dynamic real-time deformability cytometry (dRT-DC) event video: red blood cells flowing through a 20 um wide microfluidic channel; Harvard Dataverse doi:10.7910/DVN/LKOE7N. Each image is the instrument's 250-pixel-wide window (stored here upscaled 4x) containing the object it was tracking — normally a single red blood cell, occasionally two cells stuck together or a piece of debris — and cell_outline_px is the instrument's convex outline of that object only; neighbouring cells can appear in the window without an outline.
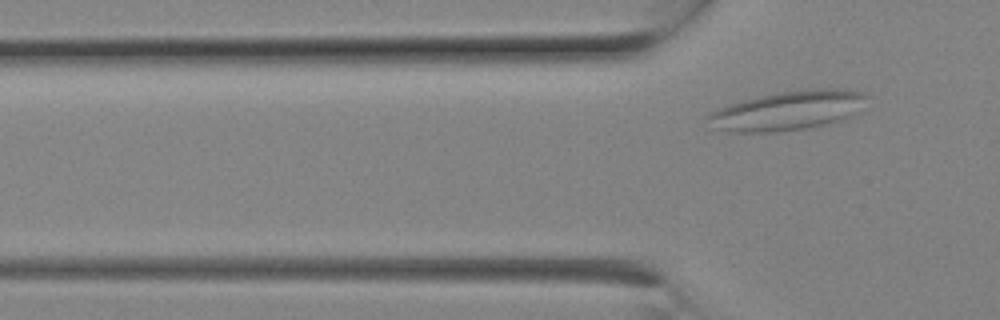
{"species": "Egyptian fruit bat (a non-hibernating species)", "species_latin": "Rousettus aegyptiacus", "temperature_condition": "room temperature", "stored_images_in_passage": 3, "camera_frame_rate_fps": 3000, "um_per_image_px": 0.085, "animal": {"sex": "female"}, "frame": {"image": 1, "passage_image": 3, "time_ms": 0.667, "image_size_px": [1000, 320], "cell_outline_px": [[868, 96], [852, 116], [844, 120], [832, 124], [808, 128], [776, 132], [728, 132], [712, 128], [708, 116], [712, 112], [720, 108], [744, 100], [776, 92], [804, 88], [844, 88], [860, 92]], "centroid_in_image_um": [67.01, 9.4], "position_along_channel_um": 58.8, "area_um2": 36.53}}